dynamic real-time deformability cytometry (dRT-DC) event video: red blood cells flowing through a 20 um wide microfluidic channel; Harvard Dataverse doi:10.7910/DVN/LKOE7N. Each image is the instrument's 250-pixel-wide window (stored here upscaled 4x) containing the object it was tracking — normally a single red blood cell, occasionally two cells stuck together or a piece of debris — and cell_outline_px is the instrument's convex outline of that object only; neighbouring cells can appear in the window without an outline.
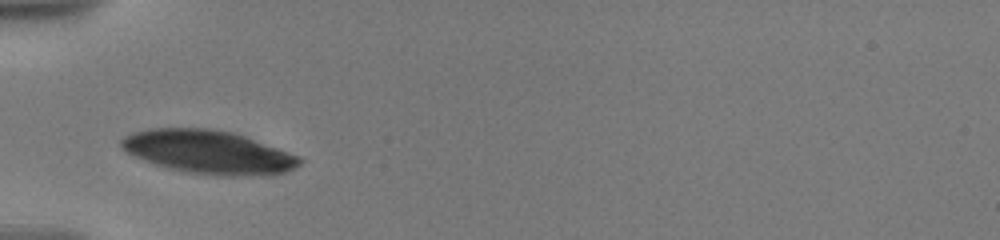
{"species": "human", "species_latin": "Homo sapiens", "temperature_condition": "warm", "stored_images_in_passage": 2, "camera_frame_rate_fps": 3000, "um_per_image_px": 0.085, "donor": {"sex": "male"}, "frame": {"image": 1, "passage_image": 1, "time_ms": 0.0, "image_size_px": [1000, 240], "cell_outline_px": [[304, 160], [300, 164], [284, 172], [264, 176], [220, 176], [188, 172], [168, 168], [132, 156], [120, 144], [120, 140], [124, 136], [132, 132], [148, 128], [212, 128], [232, 132], [244, 136], [300, 156]], "centroid_in_image_um": [17.72, 12.92], "position_along_channel_um": 67.3, "area_um2": 45.14}}